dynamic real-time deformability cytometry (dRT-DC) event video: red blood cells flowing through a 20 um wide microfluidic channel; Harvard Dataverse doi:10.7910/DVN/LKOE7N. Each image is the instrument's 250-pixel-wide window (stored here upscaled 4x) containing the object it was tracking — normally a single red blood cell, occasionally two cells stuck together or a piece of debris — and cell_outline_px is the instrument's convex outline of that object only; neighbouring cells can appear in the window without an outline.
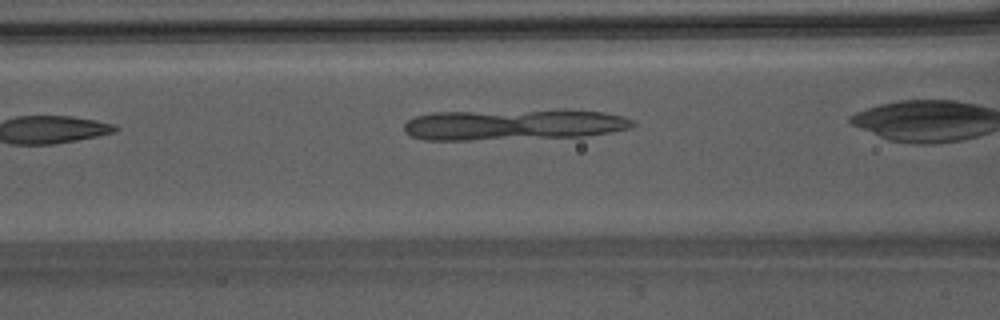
{"species": "Egyptian fruit bat (a non-hibernating species)", "species_latin": "Rousettus aegyptiacus", "temperature_condition": "warm", "stored_images_in_passage": 17, "camera_frame_rate_fps": 3000, "um_per_image_px": 0.085, "animal": {"sex": "male"}, "frame": {"image": 1, "passage_image": 3, "time_ms": 0.667, "image_size_px": [1000, 320], "cell_outline_px": [[636, 124], [632, 128], [584, 136], [472, 140], [424, 140], [412, 136], [404, 132], [404, 124], [408, 120], [416, 116], [432, 112], [564, 108], [604, 112], [624, 116], [632, 120]], "centroid_in_image_um": [43.68, 10.56], "position_along_channel_um": 122.9, "area_um2": 42.31}}